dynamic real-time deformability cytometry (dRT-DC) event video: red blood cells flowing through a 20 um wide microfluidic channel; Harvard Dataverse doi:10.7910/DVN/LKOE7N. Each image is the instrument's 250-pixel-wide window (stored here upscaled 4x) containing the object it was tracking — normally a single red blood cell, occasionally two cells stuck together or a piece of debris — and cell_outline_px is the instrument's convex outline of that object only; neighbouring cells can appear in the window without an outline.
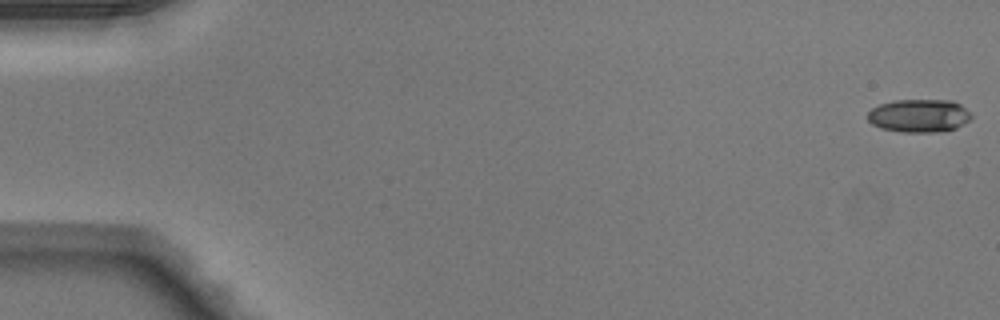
{"species": "Egyptian fruit bat (a non-hibernating species)", "species_latin": "Rousettus aegyptiacus", "temperature_condition": "warm", "stored_images_in_passage": 10, "camera_frame_rate_fps": 3000, "um_per_image_px": 0.085, "animal": {"sex": "male"}, "frame": {"image": 1, "passage_image": 1, "time_ms": 0.0, "image_size_px": [1000, 320], "cell_outline_px": [[972, 116], [964, 124], [956, 128], [940, 132], [900, 132], [880, 128], [872, 124], [868, 120], [868, 112], [872, 108], [880, 104], [892, 100], [952, 100], [960, 104]], "centroid_in_image_um": [78.1, 9.84], "position_along_channel_um": 6.9, "area_um2": 20.06}}